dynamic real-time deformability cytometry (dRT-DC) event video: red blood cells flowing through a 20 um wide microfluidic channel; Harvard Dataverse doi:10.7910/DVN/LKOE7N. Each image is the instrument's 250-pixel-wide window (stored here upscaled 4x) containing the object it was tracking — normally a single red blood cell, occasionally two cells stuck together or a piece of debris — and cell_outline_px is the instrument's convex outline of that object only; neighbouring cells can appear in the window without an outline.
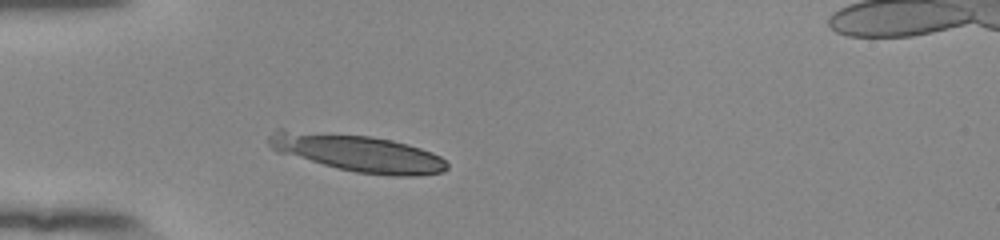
{"species": "human", "species_latin": "Homo sapiens", "temperature_condition": "room temperature", "stored_images_in_passage": 31, "camera_frame_rate_fps": 3000, "um_per_image_px": 0.085, "donor": {"sex": "female"}, "frame": {"image": 1, "passage_image": 1, "time_ms": 0.0, "image_size_px": [1000, 240], "cell_outline_px": [[448, 168], [444, 172], [416, 176], [396, 176], [356, 172], [336, 168], [276, 152], [268, 144], [268, 136], [276, 128], [284, 128], [372, 136], [392, 140], [408, 144], [432, 152], [440, 156], [448, 164]], "centroid_in_image_um": [30.33, 12.98], "position_along_channel_um": 54.7, "area_um2": 39.19}}
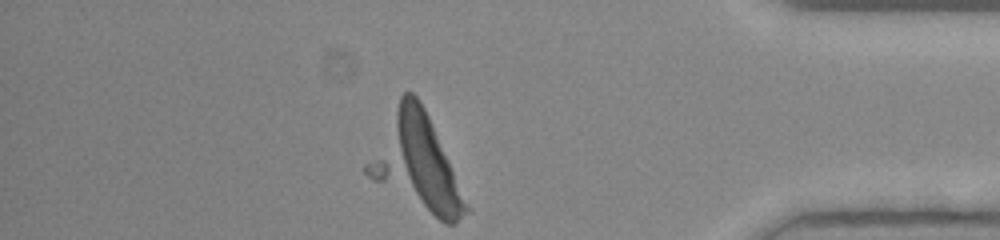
{"frame": {"image": 2, "passage_image": 31, "time_ms": 10.0, "image_size_px": [1000, 240], "cell_outline_px": [[468, 212], [456, 224], [444, 224], [372, 180], [360, 168], [400, 96], [404, 92], [412, 92], [420, 100], [428, 116], [468, 208]], "centroid_in_image_um": [35.29, 13.86], "position_along_channel_um": 399.9, "area_um2": 53.7}}